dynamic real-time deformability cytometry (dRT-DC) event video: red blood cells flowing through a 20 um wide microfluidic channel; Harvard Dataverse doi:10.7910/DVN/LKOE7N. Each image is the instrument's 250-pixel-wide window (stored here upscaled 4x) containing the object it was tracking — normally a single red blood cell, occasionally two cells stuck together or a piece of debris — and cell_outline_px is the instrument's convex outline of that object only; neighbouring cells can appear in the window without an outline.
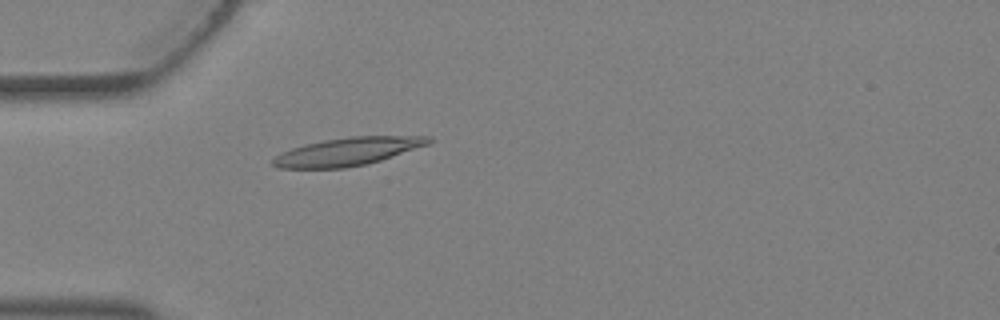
{"species": "Egyptian fruit bat (a non-hibernating species)", "species_latin": "Rousettus aegyptiacus", "temperature_condition": "warm", "stored_images_in_passage": 4, "camera_frame_rate_fps": 3000, "um_per_image_px": 0.085, "animal": {"sex": "female"}, "frame": {"image": 1, "passage_image": 4, "time_ms": 1.0, "image_size_px": [1000, 320], "cell_outline_px": [[432, 140], [428, 144], [380, 160], [364, 164], [344, 168], [276, 168], [272, 164], [272, 160], [276, 156], [292, 148], [304, 144], [324, 140], [348, 136], [432, 136]], "centroid_in_image_um": [29.53, 12.87], "position_along_channel_um": 55.5, "area_um2": 25.09}}